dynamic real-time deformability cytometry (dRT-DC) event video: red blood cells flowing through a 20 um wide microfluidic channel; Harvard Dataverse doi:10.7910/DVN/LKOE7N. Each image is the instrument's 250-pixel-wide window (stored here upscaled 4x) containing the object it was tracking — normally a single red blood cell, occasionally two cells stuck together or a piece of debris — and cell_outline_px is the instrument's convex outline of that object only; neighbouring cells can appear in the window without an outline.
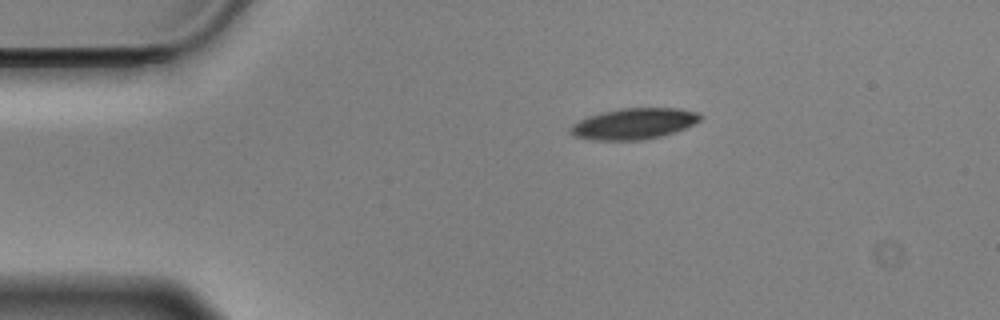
{"species": "Egyptian fruit bat (a non-hibernating species)", "species_latin": "Rousettus aegyptiacus", "temperature_condition": "cold", "stored_images_in_passage": 47, "camera_frame_rate_fps": 3000, "um_per_image_px": 0.085, "animal": {"sex": "male"}, "frame": {"image": 1, "passage_image": 1, "time_ms": 0.0, "image_size_px": [1000, 320], "cell_outline_px": [[704, 116], [700, 120], [684, 128], [660, 136], [640, 140], [592, 140], [572, 136], [568, 132], [568, 128], [572, 124], [580, 120], [592, 116], [624, 108], [676, 108], [696, 112]], "centroid_in_image_um": [53.85, 10.53], "position_along_channel_um": 31.1, "area_um2": 23.06}}
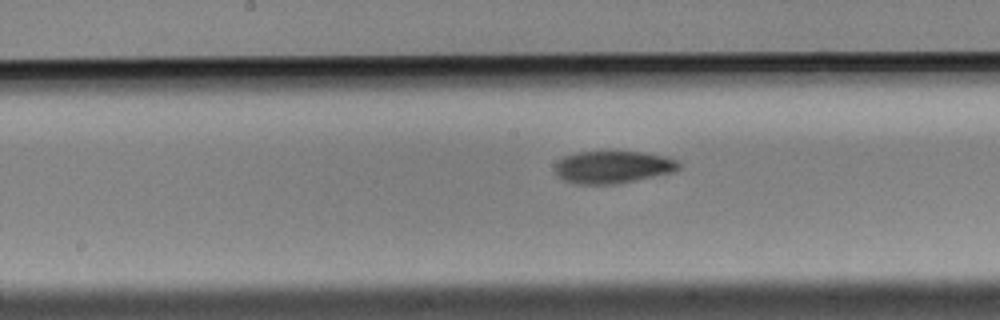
{"frame": {"image": 2, "passage_image": 19, "time_ms": 6.0, "image_size_px": [1000, 320], "cell_outline_px": [[680, 168], [676, 172], [616, 184], [576, 184], [564, 180], [556, 176], [556, 164], [564, 156], [580, 152], [640, 152], [664, 156], [676, 160], [680, 164]], "centroid_in_image_um": [52.11, 14.21], "position_along_channel_um": 196.1, "area_um2": 23.29}}
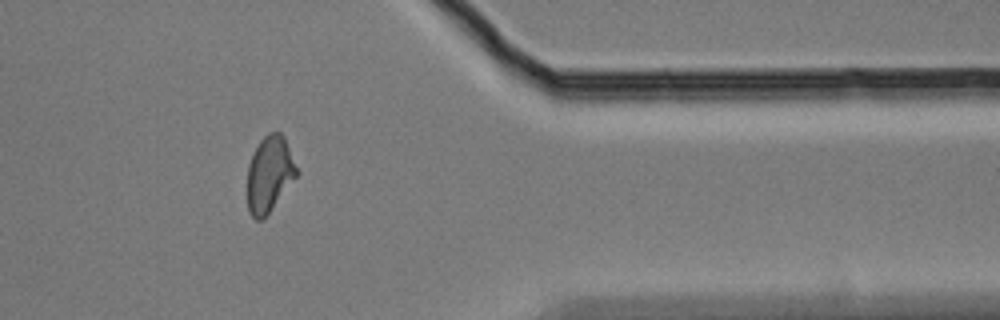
{"frame": {"image": 3, "passage_image": 37, "time_ms": 12.0, "image_size_px": [1000, 320], "cell_outline_px": [[296, 176], [268, 212], [260, 220], [256, 220], [248, 212], [248, 164], [260, 140], [268, 132], [280, 132], [284, 136], [296, 168]], "centroid_in_image_um": [22.87, 14.77], "position_along_channel_um": 388.5, "area_um2": 21.04}, "authors_computed_cell_mechanics": {"area_um2": 23.0622, "velocity_mm_per_s": 3.5142, "shape_relaxation_time_tau1_ms": 4.8383, "shape_relaxation_time_tau2_ms": 8.3295, "deformation_change_tau1": 0.1287, "deformation_change_tau2": 0.1435}}